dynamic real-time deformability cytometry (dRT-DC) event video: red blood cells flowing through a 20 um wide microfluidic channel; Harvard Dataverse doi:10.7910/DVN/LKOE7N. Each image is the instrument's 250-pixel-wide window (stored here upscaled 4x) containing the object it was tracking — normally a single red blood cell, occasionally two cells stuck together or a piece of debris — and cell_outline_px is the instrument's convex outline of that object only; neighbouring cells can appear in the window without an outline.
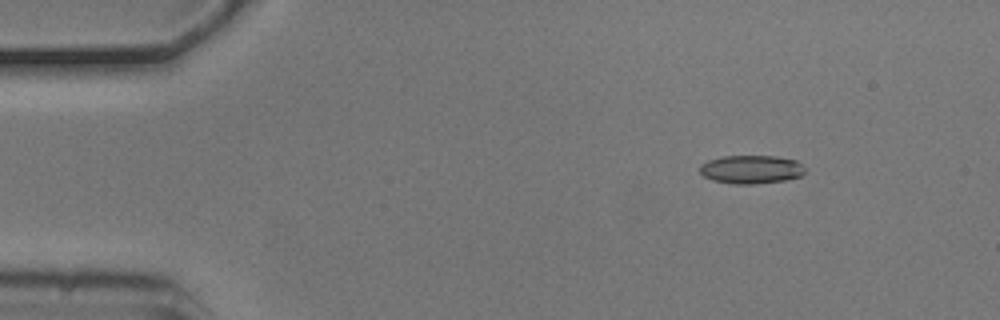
{"species": "common noctule bat (a hibernating species)", "species_latin": "Nyctalus noctula", "temperature_condition": "cold", "stored_images_in_passage": 7, "camera_frame_rate_fps": 3000, "um_per_image_px": 0.085, "animal": {"sex": "male", "body_mass_g": 20.5, "forearm_length_mm": 52.5}, "frame": {"image": 1, "passage_image": 2, "time_ms": 0.333, "image_size_px": [1000, 320], "cell_outline_px": [[804, 172], [800, 176], [784, 180], [756, 184], [732, 184], [712, 180], [704, 176], [700, 172], [700, 164], [708, 160], [724, 156], [776, 156], [796, 160], [804, 168]], "centroid_in_image_um": [63.82, 14.4], "position_along_channel_um": 21.2, "area_um2": 17.4}}
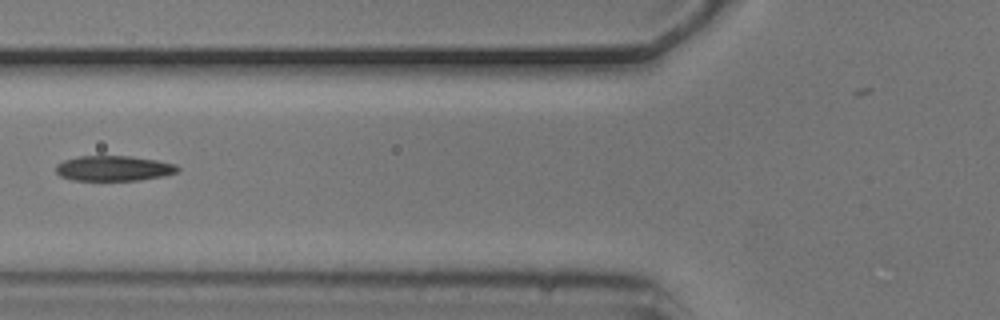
{"frame": {"image": 2, "passage_image": 6, "time_ms": 1.667, "image_size_px": [1000, 320], "cell_outline_px": [[180, 168], [176, 172], [164, 176], [140, 180], [72, 180], [60, 176], [56, 172], [56, 164], [64, 160], [80, 156], [132, 156], [156, 160], [176, 164]], "centroid_in_image_um": [9.66, 14.3], "position_along_channel_um": 116.1, "area_um2": 17.92}}
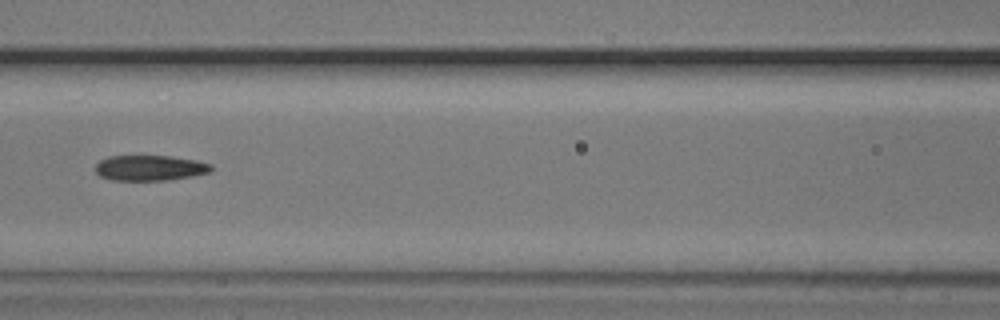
{"frame": {"image": 3, "passage_image": 7, "time_ms": 2.0, "image_size_px": [1000, 320], "cell_outline_px": [[212, 172], [192, 176], [168, 180], [112, 180], [100, 176], [96, 172], [96, 164], [100, 160], [108, 156], [172, 156], [196, 160], [212, 164]], "centroid_in_image_um": [12.76, 14.27], "position_along_channel_um": 153.8, "area_um2": 17.22}}